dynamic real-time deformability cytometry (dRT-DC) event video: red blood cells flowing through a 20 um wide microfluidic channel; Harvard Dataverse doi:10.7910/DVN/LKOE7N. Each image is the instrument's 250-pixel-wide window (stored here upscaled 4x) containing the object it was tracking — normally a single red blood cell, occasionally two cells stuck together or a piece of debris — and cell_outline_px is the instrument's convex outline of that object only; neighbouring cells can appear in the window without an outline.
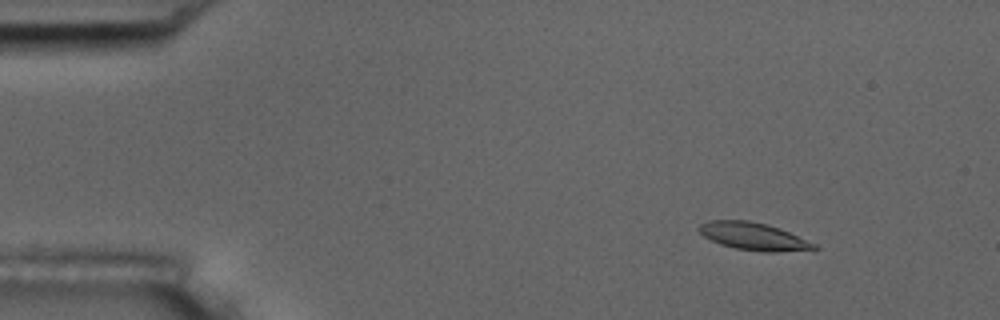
{"species": "common noctule bat (a hibernating species)", "species_latin": "Nyctalus noctula", "temperature_condition": "room temperature", "stored_images_in_passage": 8, "camera_frame_rate_fps": 3000, "um_per_image_px": 0.085, "animal": {"sex": "male", "body_mass_g": 17.5, "forearm_length_mm": 52.3}, "frame": {"image": 1, "passage_image": 2, "time_ms": 1.333, "image_size_px": [1000, 320], "cell_outline_px": [[820, 248], [776, 252], [764, 252], [736, 248], [720, 244], [704, 236], [696, 228], [700, 224], [708, 220], [748, 220], [768, 224], [780, 228], [816, 244]], "centroid_in_image_um": [64.02, 20.07], "position_along_channel_um": 21.0, "area_um2": 18.38}}
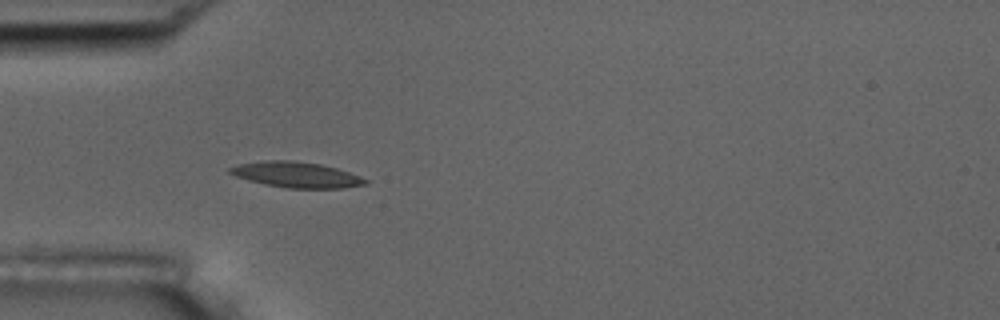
{"frame": {"image": 2, "passage_image": 5, "time_ms": 4.667, "image_size_px": [1000, 320], "cell_outline_px": [[368, 184], [344, 188], [288, 188], [264, 184], [248, 180], [236, 176], [228, 172], [228, 168], [236, 164], [268, 160], [292, 160], [320, 164], [336, 168], [360, 176], [368, 180]], "centroid_in_image_um": [25.18, 14.85], "position_along_channel_um": 59.8, "area_um2": 20.23}}
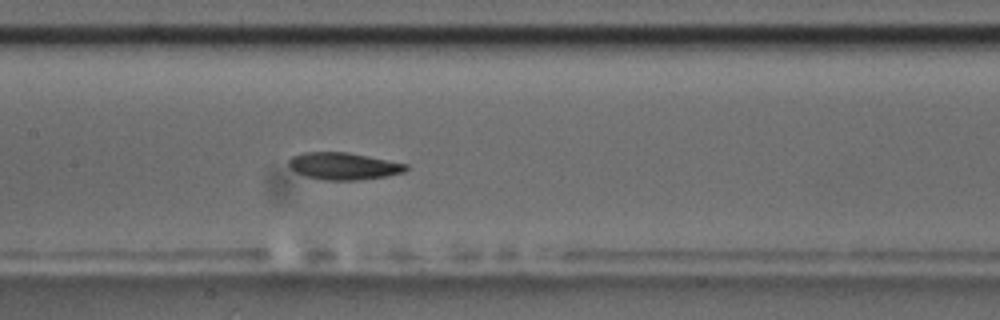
{"frame": {"image": 3, "passage_image": 8, "time_ms": 8.0, "image_size_px": [1000, 320], "cell_outline_px": [[408, 168], [404, 172], [384, 176], [356, 180], [324, 180], [308, 176], [296, 172], [288, 164], [288, 160], [292, 156], [304, 152], [348, 152], [408, 164]], "centroid_in_image_um": [29.2, 14.11], "position_along_channel_um": 178.2, "area_um2": 18.32}}